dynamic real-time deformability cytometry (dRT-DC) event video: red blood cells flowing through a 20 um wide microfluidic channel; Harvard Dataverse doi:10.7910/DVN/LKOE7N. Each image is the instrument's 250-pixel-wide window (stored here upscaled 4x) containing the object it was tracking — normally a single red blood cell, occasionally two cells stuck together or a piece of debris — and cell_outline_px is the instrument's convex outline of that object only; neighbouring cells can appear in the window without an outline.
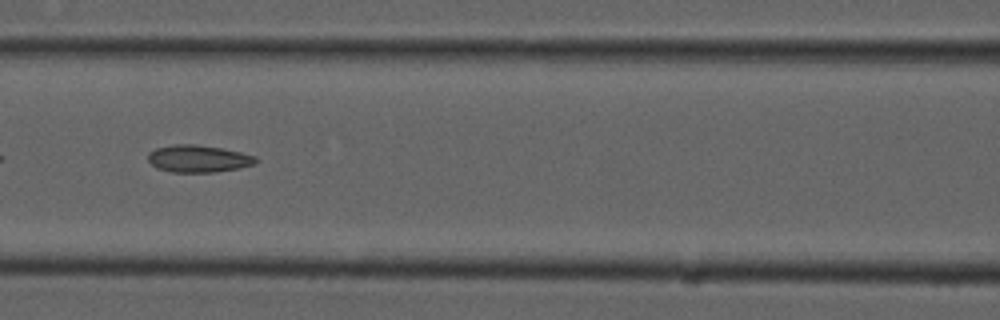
{"species": "common noctule bat (a hibernating species)", "species_latin": "Nyctalus noctula", "temperature_condition": "cold", "stored_images_in_passage": 13, "camera_frame_rate_fps": 3000, "um_per_image_px": 0.085, "animal": {"sex": "male", "forearm_length_mm": 52.5}, "frame": {"image": 1, "passage_image": 6, "time_ms": 1.667, "image_size_px": [1000, 320], "cell_outline_px": [[260, 160], [256, 164], [240, 168], [212, 172], [172, 172], [156, 168], [148, 160], [148, 152], [156, 148], [176, 144], [196, 144], [220, 148], [240, 152], [256, 156]], "centroid_in_image_um": [16.88, 13.49], "position_along_channel_um": 149.7, "area_um2": 17.17}}
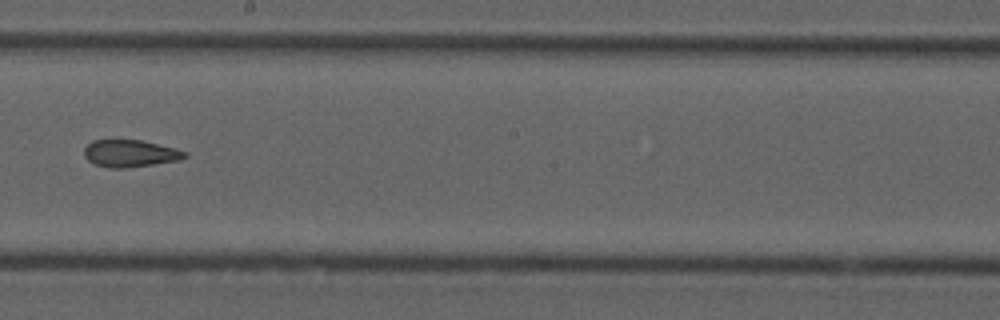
{"frame": {"image": 2, "passage_image": 8, "time_ms": 2.333, "image_size_px": [1000, 320], "cell_outline_px": [[188, 156], [180, 160], [124, 168], [112, 168], [96, 164], [88, 160], [84, 156], [84, 148], [92, 140], [140, 140], [176, 148], [188, 152]], "centroid_in_image_um": [11.08, 13.03], "position_along_channel_um": 237.1, "area_um2": 15.84}}
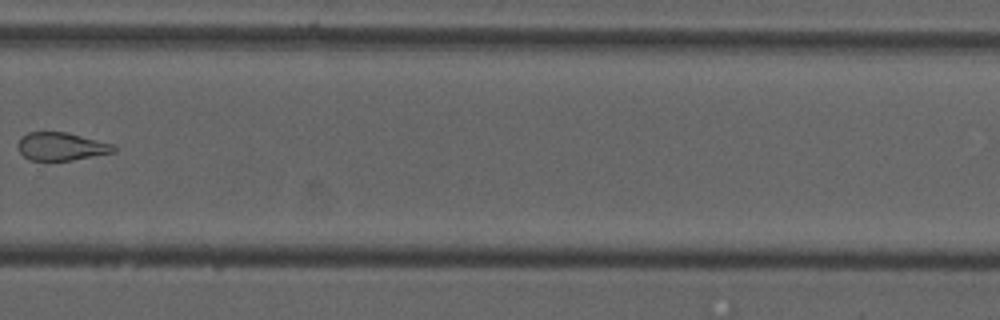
{"frame": {"image": 3, "passage_image": 10, "time_ms": 3.0, "image_size_px": [1000, 320], "cell_outline_px": [[116, 152], [72, 160], [32, 160], [24, 156], [20, 152], [16, 144], [20, 136], [28, 132], [68, 132], [112, 144], [116, 148]], "centroid_in_image_um": [5.18, 12.44], "position_along_channel_um": 324.6, "area_um2": 15.66}}